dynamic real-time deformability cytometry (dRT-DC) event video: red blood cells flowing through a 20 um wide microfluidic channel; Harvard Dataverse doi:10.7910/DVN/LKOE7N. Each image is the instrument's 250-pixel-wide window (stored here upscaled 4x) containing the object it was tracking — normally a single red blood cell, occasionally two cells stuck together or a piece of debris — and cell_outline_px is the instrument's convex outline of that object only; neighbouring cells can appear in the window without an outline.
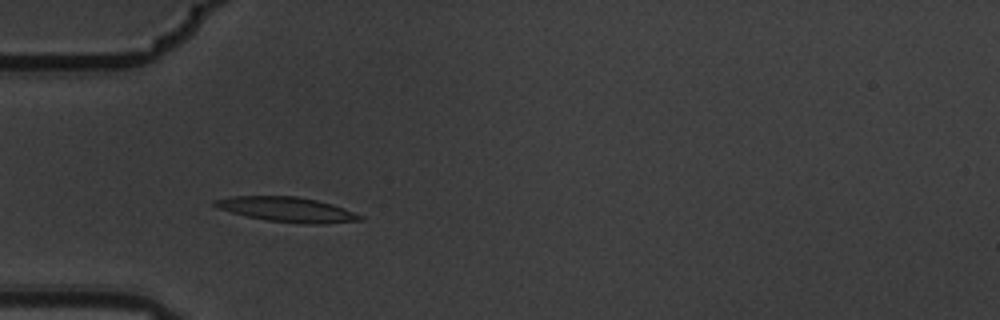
{"species": "common noctule bat (a hibernating species)", "species_latin": "Nyctalus noctula", "temperature_condition": "warm", "stored_images_in_passage": 5, "camera_frame_rate_fps": 3000, "um_per_image_px": 0.085, "animal": {"sex": "male", "body_mass_g": 19.5, "forearm_length_mm": 54.6}, "frame": {"image": 1, "passage_image": 3, "time_ms": 0.667, "image_size_px": [1000, 320], "cell_outline_px": [[364, 220], [324, 224], [304, 224], [268, 220], [248, 216], [232, 212], [220, 208], [212, 204], [212, 200], [228, 196], [296, 196], [316, 200], [332, 204], [344, 208], [364, 216]], "centroid_in_image_um": [24.43, 17.8], "position_along_channel_um": 60.6, "area_um2": 20.98}}
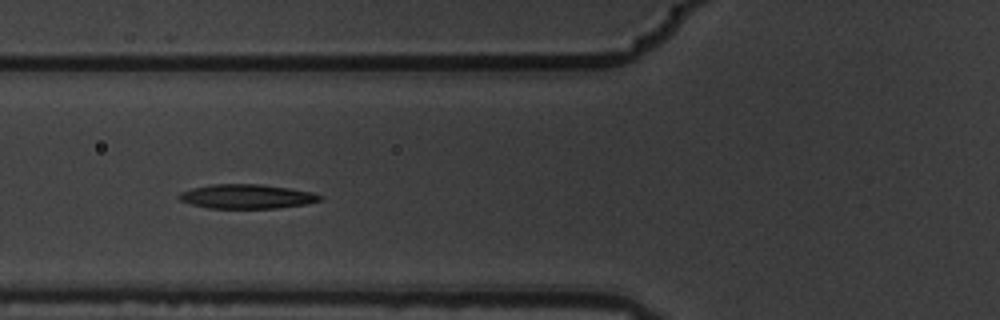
{"frame": {"image": 2, "passage_image": 4, "time_ms": 1.0, "image_size_px": [1000, 320], "cell_outline_px": [[324, 196], [320, 200], [304, 204], [276, 208], [208, 208], [192, 204], [180, 200], [176, 196], [180, 192], [192, 188], [212, 184], [260, 184], [288, 188], [312, 192]], "centroid_in_image_um": [20.95, 16.69], "position_along_channel_um": 104.9, "area_um2": 19.83}}
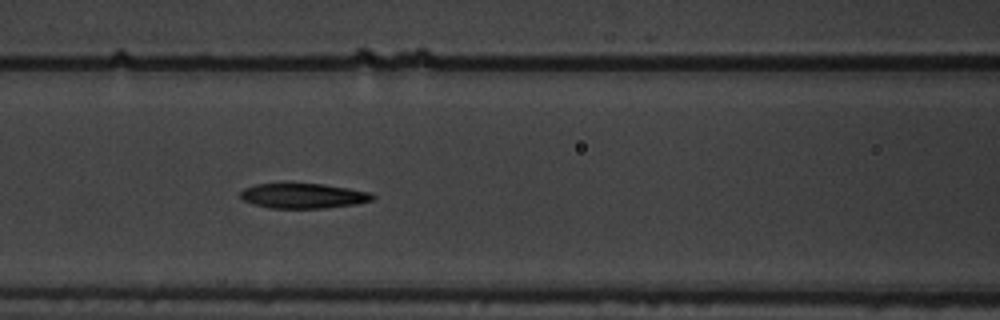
{"frame": {"image": 3, "passage_image": 5, "time_ms": 1.333, "image_size_px": [1000, 320], "cell_outline_px": [[376, 196], [372, 200], [356, 204], [324, 208], [268, 208], [252, 204], [244, 200], [240, 196], [240, 192], [244, 188], [256, 184], [324, 184], [372, 192]], "centroid_in_image_um": [25.79, 16.65], "position_along_channel_um": 140.8, "area_um2": 19.25}}